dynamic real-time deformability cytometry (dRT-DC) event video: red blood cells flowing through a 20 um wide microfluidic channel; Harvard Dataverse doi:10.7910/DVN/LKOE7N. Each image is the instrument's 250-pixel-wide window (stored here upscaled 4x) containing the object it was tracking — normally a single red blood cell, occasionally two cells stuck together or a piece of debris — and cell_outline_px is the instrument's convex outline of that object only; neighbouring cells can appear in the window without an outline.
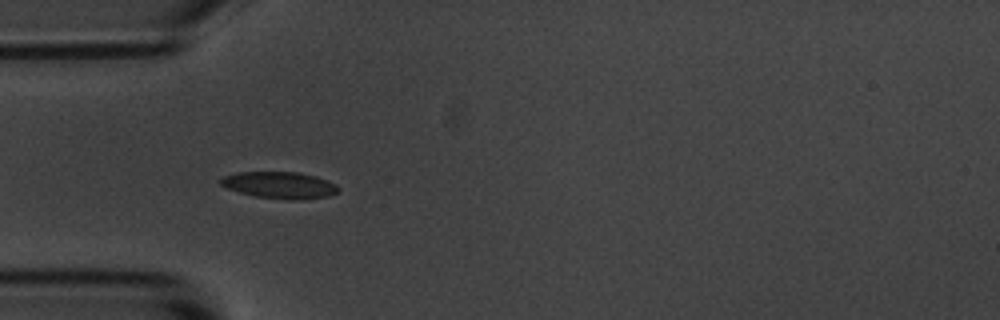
{"species": "common noctule bat (a hibernating species)", "species_latin": "Nyctalus noctula", "temperature_condition": "room temperature", "stored_images_in_passage": 5, "camera_frame_rate_fps": 3000, "um_per_image_px": 0.085, "animal": {"sex": "male", "body_mass_g": 20.1, "forearm_length_mm": 53.5}, "frame": {"image": 1, "passage_image": 3, "time_ms": 2.0, "image_size_px": [1000, 320], "cell_outline_px": [[340, 188], [336, 192], [328, 196], [292, 200], [288, 200], [256, 196], [240, 192], [228, 188], [220, 184], [220, 176], [236, 172], [296, 172], [316, 176], [336, 184]], "centroid_in_image_um": [23.74, 15.72], "position_along_channel_um": 61.3, "area_um2": 18.21}}
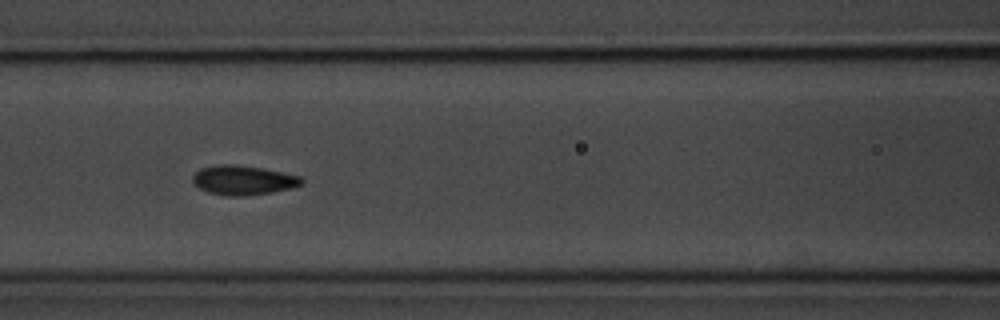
{"frame": {"image": 2, "passage_image": 5, "time_ms": 4.333, "image_size_px": [1000, 320], "cell_outline_px": [[304, 180], [300, 184], [292, 188], [272, 192], [244, 196], [224, 196], [208, 192], [200, 188], [192, 180], [192, 176], [200, 168], [216, 164], [236, 164], [260, 168], [300, 176]], "centroid_in_image_um": [20.64, 15.31], "position_along_channel_um": 146.0, "area_um2": 18.61}}